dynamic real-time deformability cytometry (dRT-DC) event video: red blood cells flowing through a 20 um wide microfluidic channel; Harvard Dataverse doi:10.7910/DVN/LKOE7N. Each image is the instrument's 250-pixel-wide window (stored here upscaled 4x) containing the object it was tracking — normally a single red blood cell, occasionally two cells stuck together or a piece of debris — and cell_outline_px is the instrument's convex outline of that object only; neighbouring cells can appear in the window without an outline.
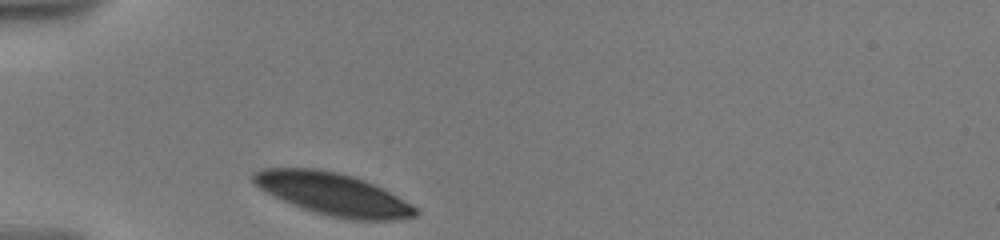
{"species": "human", "species_latin": "Homo sapiens", "temperature_condition": "warm", "stored_images_in_passage": 18, "camera_frame_rate_fps": 3000, "um_per_image_px": 0.085, "donor": {"sex": "male"}, "frame": {"image": 1, "passage_image": 1, "time_ms": 0.0, "image_size_px": [1000, 240], "cell_outline_px": [[420, 212], [416, 216], [396, 220], [348, 220], [316, 212], [292, 204], [260, 188], [252, 180], [252, 172], [264, 168], [316, 168], [340, 172], [364, 180], [412, 204]], "centroid_in_image_um": [28.33, 16.49], "position_along_channel_um": 56.7, "area_um2": 39.48}}
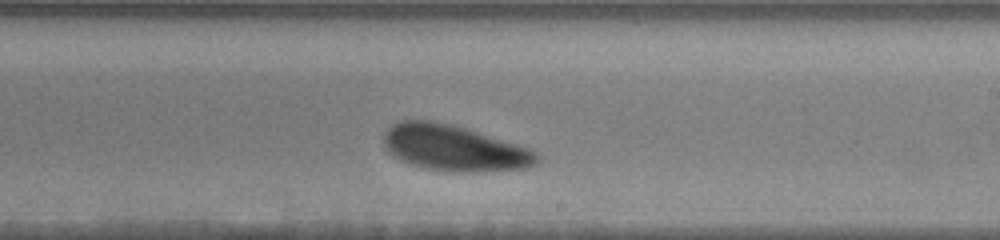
{"frame": {"image": 2, "passage_image": 11, "time_ms": 6.0, "image_size_px": [1000, 240], "cell_outline_px": [[540, 160], [536, 164], [528, 168], [484, 172], [448, 172], [420, 168], [408, 164], [392, 156], [384, 144], [384, 132], [392, 124], [400, 120], [432, 120], [452, 124], [516, 144], [528, 148], [536, 152], [540, 156]], "centroid_in_image_um": [38.58, 12.6], "position_along_channel_um": 250.4, "area_um2": 41.44}}
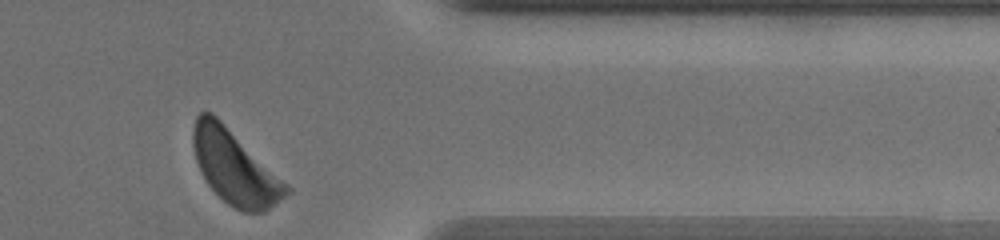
{"frame": {"image": 3, "passage_image": 18, "time_ms": 10.333, "image_size_px": [1000, 240], "cell_outline_px": [[292, 192], [264, 212], [244, 212], [228, 204], [208, 184], [200, 172], [196, 160], [192, 144], [192, 128], [196, 116], [200, 112], [212, 112], [288, 184], [292, 188]], "centroid_in_image_um": [19.96, 14.22], "position_along_channel_um": 391.4, "area_um2": 39.88}, "authors_computed_cell_mechanics": {"area_um2": 41.4137, "velocity_mm_per_s": 3.4775, "shape_relaxation_time_tau1_ms": 1.0782, "shape_relaxation_time_tau2_ms": null, "deformation_change_tau1": 0.0816, "deformation_change_tau2": null}}